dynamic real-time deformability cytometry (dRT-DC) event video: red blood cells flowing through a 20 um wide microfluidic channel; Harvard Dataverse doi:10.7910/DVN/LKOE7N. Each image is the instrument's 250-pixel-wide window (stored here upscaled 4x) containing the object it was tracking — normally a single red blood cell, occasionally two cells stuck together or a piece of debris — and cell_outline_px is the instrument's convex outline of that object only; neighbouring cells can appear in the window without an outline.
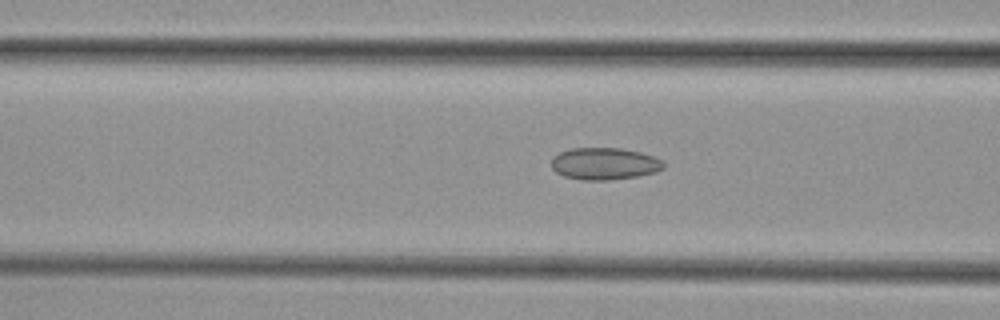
{"species": "common noctule bat (a hibernating species)", "species_latin": "Nyctalus noctula", "temperature_condition": "cold", "stored_images_in_passage": 54, "camera_frame_rate_fps": 3000, "um_per_image_px": 0.085, "animal": {"sex": "female", "body_mass_g": 29.2, "forearm_length_mm": 56.3}, "frame": {"image": 1, "passage_image": 21, "time_ms": 6.667, "image_size_px": [1000, 320], "cell_outline_px": [[664, 168], [656, 172], [640, 176], [608, 180], [584, 180], [564, 176], [556, 172], [552, 168], [552, 156], [560, 152], [572, 148], [620, 148], [640, 152], [664, 160]], "centroid_in_image_um": [51.4, 13.91], "position_along_channel_um": 115.2, "area_um2": 21.04}}
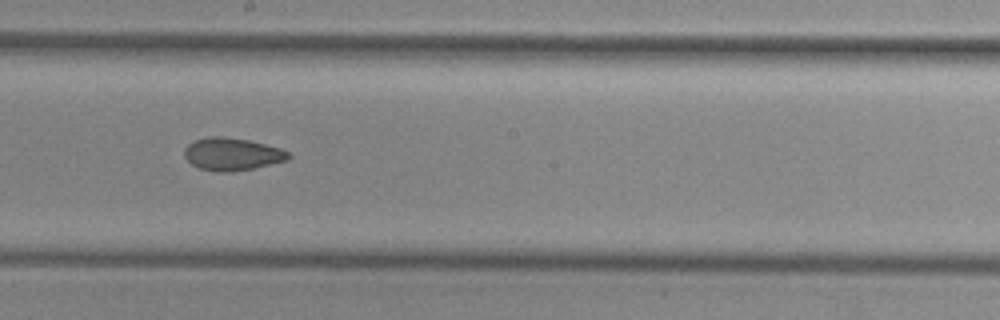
{"frame": {"image": 2, "passage_image": 30, "time_ms": 9.667, "image_size_px": [1000, 320], "cell_outline_px": [[292, 156], [288, 160], [256, 168], [232, 172], [212, 172], [200, 168], [192, 164], [184, 156], [184, 148], [188, 144], [196, 140], [208, 136], [220, 136], [248, 140], [280, 148], [288, 152]], "centroid_in_image_um": [19.73, 13.11], "position_along_channel_um": 228.5, "area_um2": 19.88}}
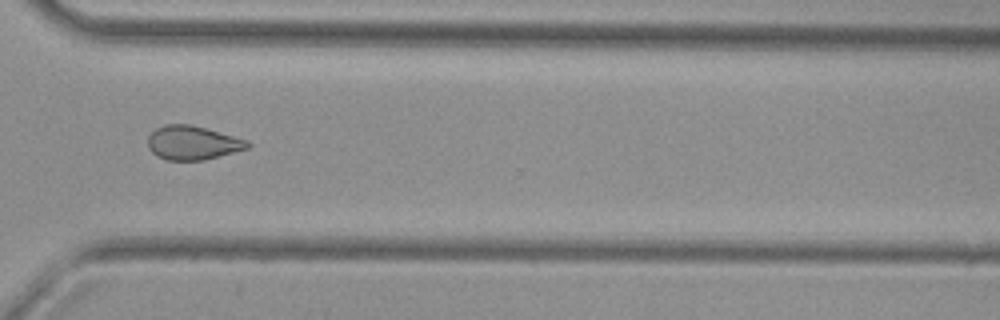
{"frame": {"image": 3, "passage_image": 40, "time_ms": 13.0, "image_size_px": [1000, 320], "cell_outline_px": [[252, 144], [248, 148], [204, 160], [164, 160], [156, 156], [148, 148], [148, 136], [156, 128], [168, 124], [188, 124], [204, 128], [248, 140]], "centroid_in_image_um": [16.35, 12.15], "position_along_channel_um": 354.2, "area_um2": 19.59}, "authors_computed_cell_mechanics": {"area_um2": 20.8947, "velocity_mm_per_s": 3.7715, "shape_relaxation_time_tau1_ms": null, "shape_relaxation_time_tau2_ms": 2.9867, "deformation_change_tau1": null, "deformation_change_tau2": 0.0855}}